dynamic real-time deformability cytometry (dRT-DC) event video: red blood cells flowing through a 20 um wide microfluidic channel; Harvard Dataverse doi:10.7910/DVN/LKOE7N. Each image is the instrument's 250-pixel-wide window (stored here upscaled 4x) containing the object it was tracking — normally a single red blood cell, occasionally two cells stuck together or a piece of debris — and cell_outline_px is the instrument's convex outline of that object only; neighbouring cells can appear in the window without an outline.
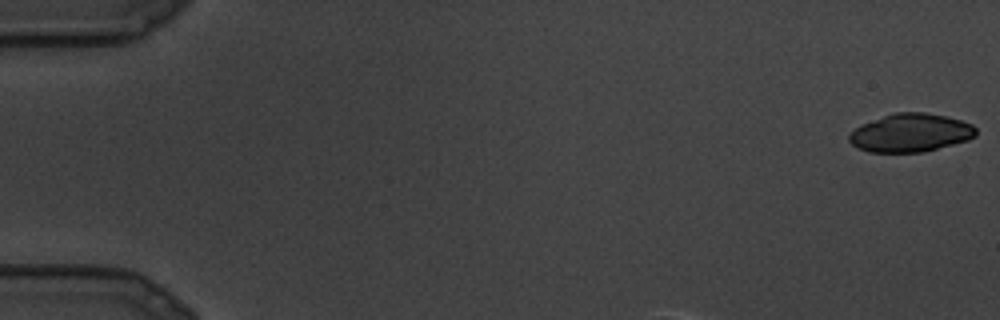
{"species": "common noctule bat (a hibernating species)", "species_latin": "Nyctalus noctula", "temperature_condition": "cold", "stored_images_in_passage": 13, "camera_frame_rate_fps": 3000, "um_per_image_px": 0.085, "animal": {"sex": "male", "body_mass_g": 19.5, "forearm_length_mm": 54.6}, "frame": {"image": 1, "passage_image": 1, "time_ms": 0.0, "image_size_px": [1000, 320], "cell_outline_px": [[976, 136], [968, 140], [920, 152], [868, 152], [856, 148], [848, 140], [848, 136], [860, 124], [896, 112], [924, 112], [948, 116], [972, 124], [976, 128]], "centroid_in_image_um": [77.38, 11.28], "position_along_channel_um": 7.6, "area_um2": 28.21}}
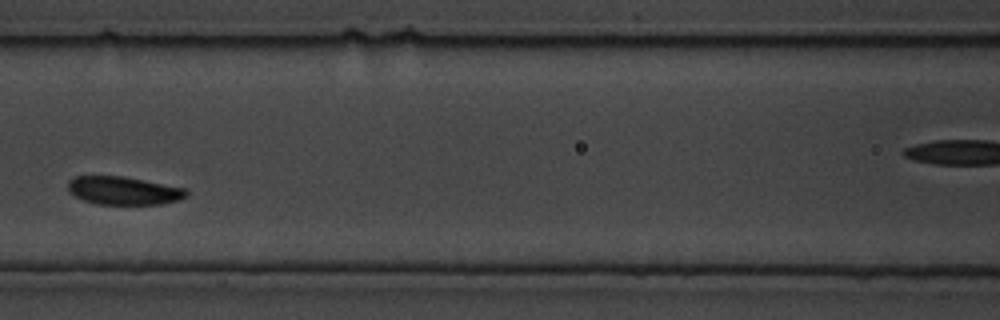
{"frame": {"image": 2, "passage_image": 10, "time_ms": 3.0, "image_size_px": [1000, 320], "cell_outline_px": [[188, 196], [180, 200], [160, 204], [96, 204], [84, 200], [76, 196], [68, 188], [68, 180], [76, 176], [124, 176], [184, 188], [188, 192]], "centroid_in_image_um": [10.53, 16.2], "position_along_channel_um": 156.1, "area_um2": 19.31}}
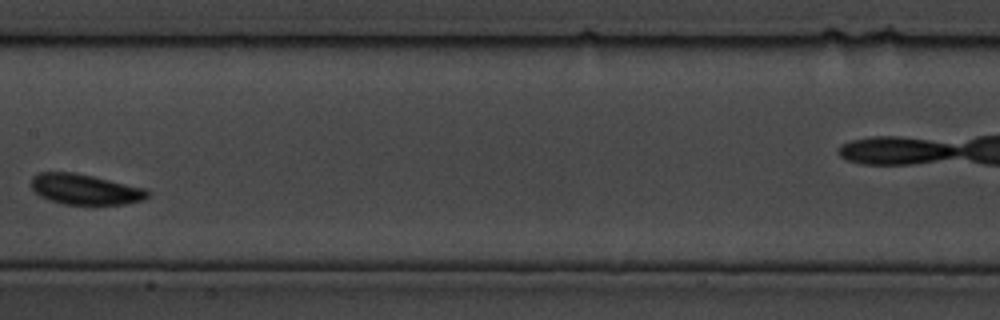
{"frame": {"image": 3, "passage_image": 12, "time_ms": 3.667, "image_size_px": [1000, 320], "cell_outline_px": [[148, 196], [144, 200], [124, 204], [64, 204], [40, 196], [32, 188], [32, 176], [40, 172], [72, 172], [92, 176], [144, 188], [148, 192]], "centroid_in_image_um": [7.22, 16.09], "position_along_channel_um": 200.2, "area_um2": 20.29}}